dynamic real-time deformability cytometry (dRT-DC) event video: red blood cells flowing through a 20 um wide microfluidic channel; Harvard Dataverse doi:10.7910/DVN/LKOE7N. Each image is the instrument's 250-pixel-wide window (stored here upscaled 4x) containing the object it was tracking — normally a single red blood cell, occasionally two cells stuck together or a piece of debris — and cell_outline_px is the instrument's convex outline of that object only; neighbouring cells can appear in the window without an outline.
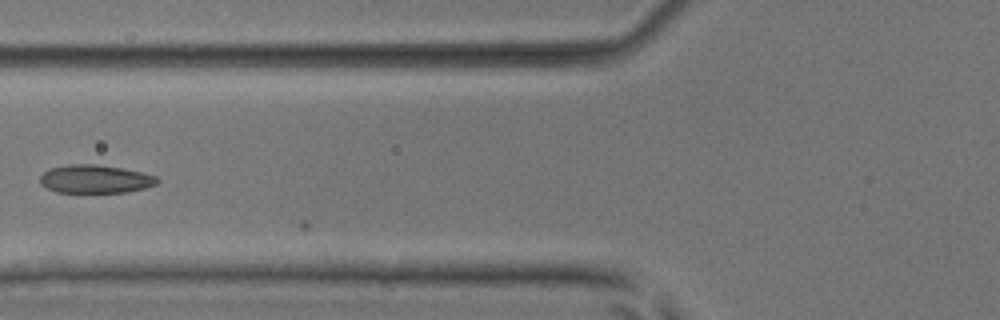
{"species": "common noctule bat (a hibernating species)", "species_latin": "Nyctalus noctula", "temperature_condition": "room temperature", "stored_images_in_passage": 8, "camera_frame_rate_fps": 3000, "um_per_image_px": 0.085, "animal": {"sex": "male", "body_mass_g": 17.9, "forearm_length_mm": 54.2}, "frame": {"image": 1, "passage_image": 7, "time_ms": 2.0, "image_size_px": [1000, 320], "cell_outline_px": [[160, 180], [156, 184], [144, 188], [128, 192], [56, 192], [40, 184], [40, 176], [48, 168], [68, 164], [96, 164], [124, 168], [156, 176]], "centroid_in_image_um": [8.08, 15.21], "position_along_channel_um": 117.7, "area_um2": 19.36}}
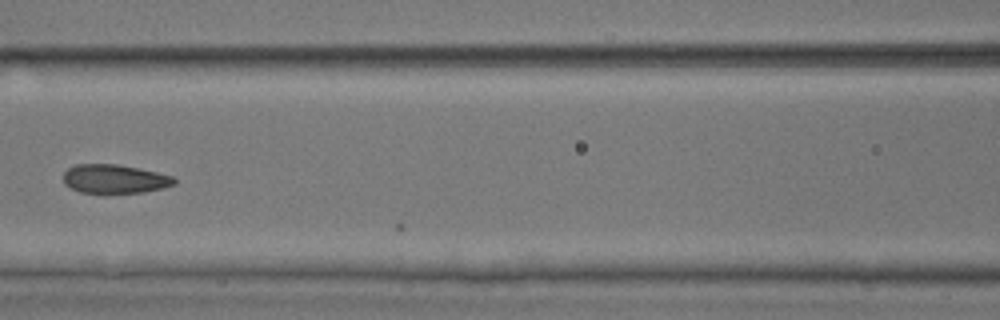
{"frame": {"image": 2, "passage_image": 8, "time_ms": 2.333, "image_size_px": [1000, 320], "cell_outline_px": [[176, 184], [164, 188], [144, 192], [80, 192], [64, 184], [64, 172], [68, 168], [76, 164], [116, 164], [156, 172], [172, 176], [176, 180]], "centroid_in_image_um": [9.75, 15.2], "position_along_channel_um": 156.9, "area_um2": 18.38}}